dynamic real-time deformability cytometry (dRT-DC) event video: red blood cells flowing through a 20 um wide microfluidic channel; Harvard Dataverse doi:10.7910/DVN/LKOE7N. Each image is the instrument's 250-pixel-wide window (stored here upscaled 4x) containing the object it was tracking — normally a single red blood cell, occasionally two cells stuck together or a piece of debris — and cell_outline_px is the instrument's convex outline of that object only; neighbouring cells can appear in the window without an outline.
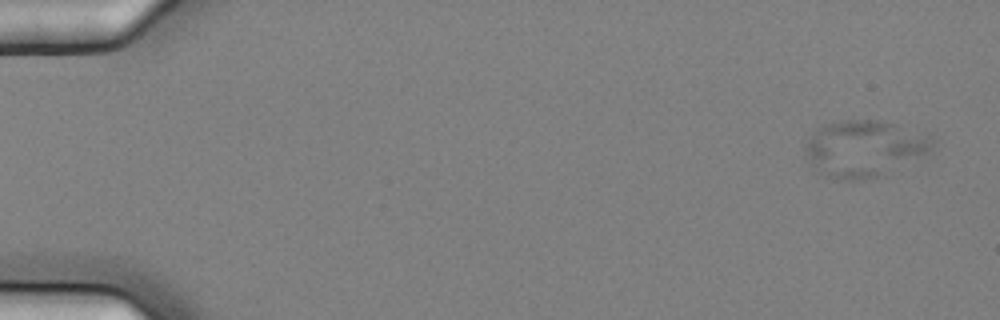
{"species": "common noctule bat (a hibernating species)", "species_latin": "Nyctalus noctula", "temperature_condition": "cold", "stored_images_in_passage": 7, "camera_frame_rate_fps": 3000, "um_per_image_px": 0.085, "animal": {"sex": "female", "body_mass_g": 25.1}, "frame": {"image": 1, "passage_image": 1, "time_ms": 0.0, "image_size_px": [1000, 320], "cell_outline_px": [[936, 140], [932, 148], [928, 152], [876, 176], [864, 180], [836, 180], [812, 172], [804, 156], [804, 148], [808, 140], [820, 124], [844, 120], [880, 120], [928, 132]], "centroid_in_image_um": [73.38, 12.61], "position_along_channel_um": 11.6, "area_um2": 42.43}}
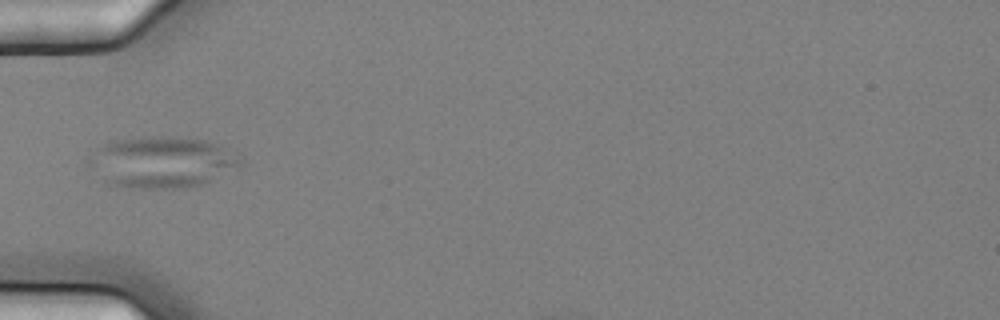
{"frame": {"image": 2, "passage_image": 6, "time_ms": 1.667, "image_size_px": [1000, 320], "cell_outline_px": [[244, 164], [200, 184], [184, 188], [140, 188], [112, 184], [104, 180], [84, 160], [88, 156], [108, 140], [144, 136], [172, 136], [204, 140], [220, 144], [236, 152], [244, 160]], "centroid_in_image_um": [13.75, 13.74], "position_along_channel_um": 71.2, "area_um2": 45.49}}